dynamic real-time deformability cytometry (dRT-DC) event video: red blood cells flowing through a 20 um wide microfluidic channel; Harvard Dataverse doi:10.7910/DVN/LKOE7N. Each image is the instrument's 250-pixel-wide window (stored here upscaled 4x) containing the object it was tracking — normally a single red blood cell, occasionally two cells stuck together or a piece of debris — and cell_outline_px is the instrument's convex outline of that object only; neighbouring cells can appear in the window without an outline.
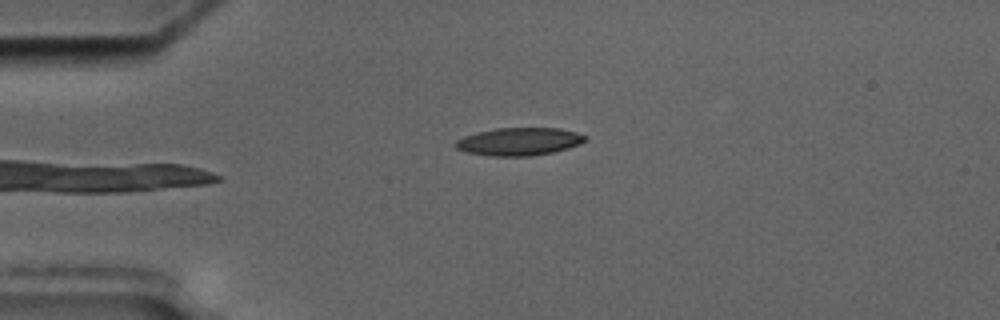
{"species": "common noctule bat (a hibernating species)", "species_latin": "Nyctalus noctula", "temperature_condition": "cold", "stored_images_in_passage": 2, "camera_frame_rate_fps": 3000, "um_per_image_px": 0.085, "animal": {"sex": "male", "body_mass_g": 17.5, "forearm_length_mm": 52.3}, "frame": {"image": 1, "passage_image": 1, "time_ms": 0.0, "image_size_px": [1000, 320], "cell_outline_px": [[588, 140], [580, 144], [568, 148], [552, 152], [532, 156], [492, 156], [468, 152], [456, 148], [452, 144], [456, 140], [464, 136], [476, 132], [496, 128], [560, 128], [576, 132], [588, 136]], "centroid_in_image_um": [44.14, 12.02], "position_along_channel_um": 40.9, "area_um2": 21.15}}